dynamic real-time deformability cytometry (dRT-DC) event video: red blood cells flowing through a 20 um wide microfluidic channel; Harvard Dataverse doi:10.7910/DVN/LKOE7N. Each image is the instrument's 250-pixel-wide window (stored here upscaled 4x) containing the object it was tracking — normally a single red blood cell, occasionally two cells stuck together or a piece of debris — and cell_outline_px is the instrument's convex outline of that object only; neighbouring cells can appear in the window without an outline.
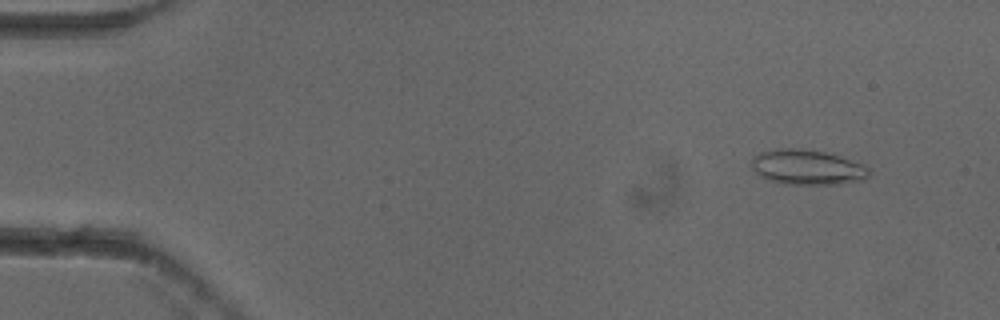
{"species": "common noctule bat (a hibernating species)", "species_latin": "Nyctalus noctula", "temperature_condition": "cold", "stored_images_in_passage": 45, "camera_frame_rate_fps": 3000, "um_per_image_px": 0.085, "animal": {"sex": "female"}, "frame": {"image": 1, "passage_image": 4, "time_ms": 1.0, "image_size_px": [1000, 320], "cell_outline_px": [[872, 172], [864, 180], [836, 184], [784, 184], [760, 176], [752, 168], [752, 156], [760, 152], [776, 148], [800, 148], [836, 152], [864, 164]], "centroid_in_image_um": [68.69, 14.18], "position_along_channel_um": 16.3, "area_um2": 24.68}}
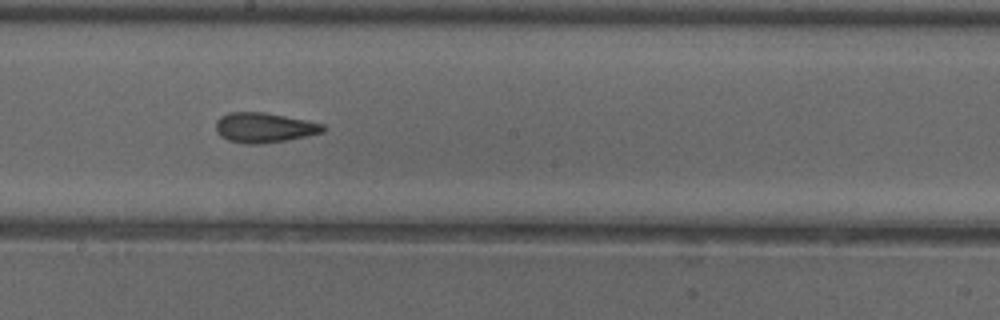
{"frame": {"image": 2, "passage_image": 29, "time_ms": 9.333, "image_size_px": [1000, 320], "cell_outline_px": [[328, 128], [324, 132], [308, 136], [288, 140], [260, 144], [248, 144], [228, 140], [220, 136], [216, 132], [216, 120], [220, 116], [228, 112], [264, 112], [324, 124]], "centroid_in_image_um": [22.46, 10.85], "position_along_channel_um": 225.7, "area_um2": 18.84}}
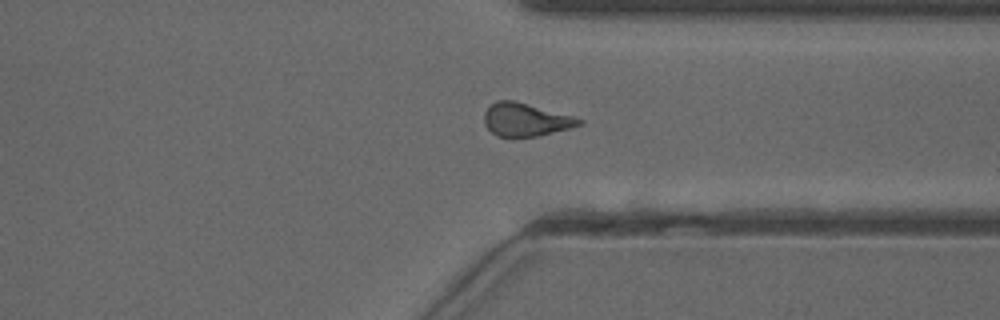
{"frame": {"image": 3, "passage_image": 40, "time_ms": 13.0, "image_size_px": [1000, 320], "cell_outline_px": [[584, 124], [540, 136], [512, 140], [496, 136], [484, 124], [484, 112], [496, 100], [512, 100], [572, 116], [584, 120]], "centroid_in_image_um": [44.65, 10.23], "position_along_channel_um": 366.7, "area_um2": 18.67}, "authors_computed_cell_mechanics": {"area_um2": 18.8428, "velocity_mm_per_s": 3.8577, "shape_relaxation_time_tau1_ms": 10.3638, "shape_relaxation_time_tau2_ms": 1.9961, "deformation_change_tau1": 0.2156, "deformation_change_tau2": 0.0977}}